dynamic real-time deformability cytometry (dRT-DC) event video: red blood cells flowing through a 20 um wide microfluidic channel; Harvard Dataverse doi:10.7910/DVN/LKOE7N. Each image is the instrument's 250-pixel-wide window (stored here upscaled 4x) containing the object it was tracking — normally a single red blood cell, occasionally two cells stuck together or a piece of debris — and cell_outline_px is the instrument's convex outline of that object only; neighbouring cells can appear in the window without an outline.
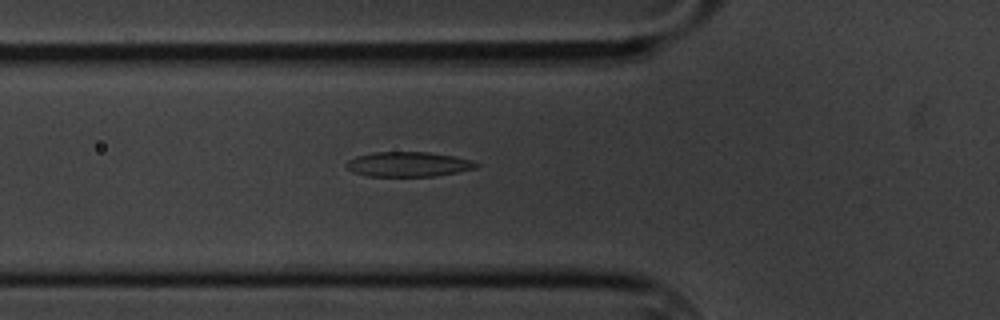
{"species": "common noctule bat (a hibernating species)", "species_latin": "Nyctalus noctula", "temperature_condition": "cold", "stored_images_in_passage": 60, "camera_frame_rate_fps": 3000, "um_per_image_px": 0.085, "animal": {"sex": "male", "body_mass_g": 20.1, "forearm_length_mm": 53.5}, "frame": {"image": 1, "passage_image": 21, "time_ms": 6.667, "image_size_px": [1000, 320], "cell_outline_px": [[480, 164], [476, 168], [436, 176], [368, 176], [352, 172], [344, 164], [348, 160], [356, 156], [372, 152], [428, 152], [456, 156], [472, 160]], "centroid_in_image_um": [34.7, 13.95], "position_along_channel_um": 91.1, "area_um2": 18.9}}
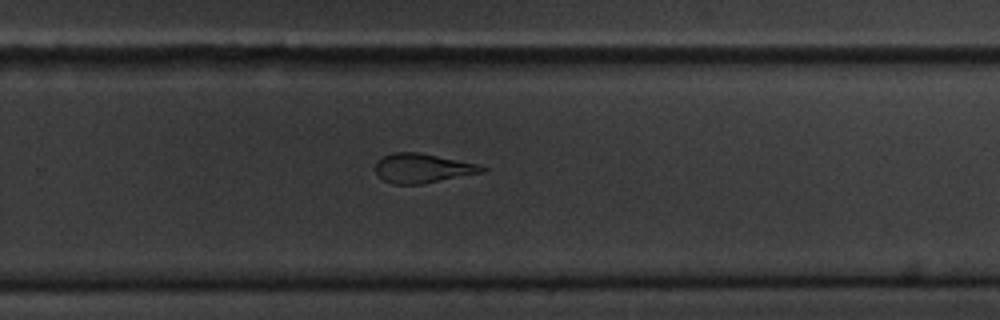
{"frame": {"image": 2, "passage_image": 39, "time_ms": 12.667, "image_size_px": [1000, 320], "cell_outline_px": [[488, 168], [484, 172], [420, 184], [392, 184], [384, 180], [376, 172], [376, 164], [384, 156], [392, 152], [416, 152], [476, 164]], "centroid_in_image_um": [35.9, 14.3], "position_along_channel_um": 293.9, "area_um2": 17.74}}
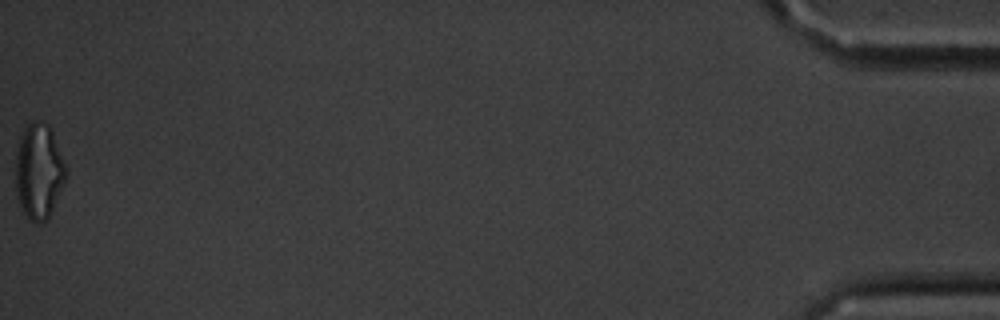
{"frame": {"image": 3, "passage_image": 60, "time_ms": 19.667, "image_size_px": [1000, 320], "cell_outline_px": [[68, 172], [48, 220], [40, 224], [36, 224], [28, 220], [16, 196], [16, 152], [20, 136], [24, 128], [32, 120], [36, 120], [48, 124], [52, 132], [68, 168]], "centroid_in_image_um": [3.3, 14.58], "position_along_channel_um": 431.9, "area_um2": 28.26}, "authors_computed_cell_mechanics": {"area_um2": 19.3341, "velocity_mm_per_s": 3.373, "shape_relaxation_time_tau1_ms": 5.4024, "shape_relaxation_time_tau2_ms": 2.1867, "deformation_change_tau1": 0.1624, "deformation_change_tau2": 0.111}}